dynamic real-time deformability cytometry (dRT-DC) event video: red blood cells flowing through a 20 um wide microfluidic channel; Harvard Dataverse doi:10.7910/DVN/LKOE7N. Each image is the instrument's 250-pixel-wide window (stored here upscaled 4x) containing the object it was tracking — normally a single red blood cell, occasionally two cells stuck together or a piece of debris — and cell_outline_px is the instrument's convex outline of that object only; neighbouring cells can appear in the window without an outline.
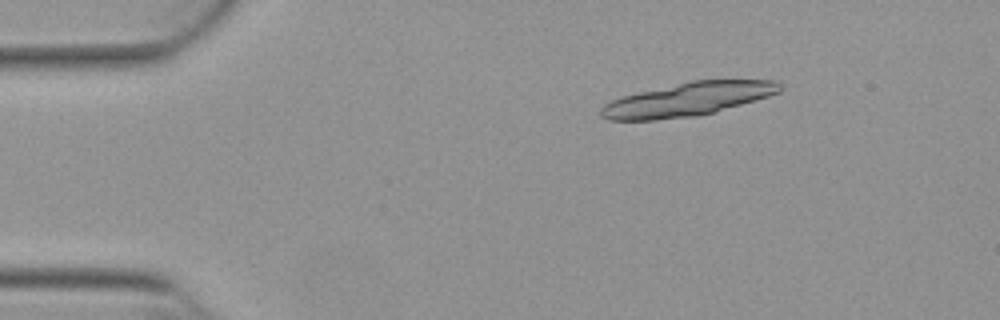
{"species": "Egyptian fruit bat (a non-hibernating species)", "species_latin": "Rousettus aegyptiacus", "temperature_condition": "warm", "stored_images_in_passage": 18, "camera_frame_rate_fps": 3000, "um_per_image_px": 0.085, "animal": {"sex": "female"}, "frame": {"image": 1, "passage_image": 8, "time_ms": 2.333, "image_size_px": [1000, 320], "cell_outline_px": [[780, 92], [756, 100], [712, 112], [696, 116], [656, 120], [608, 120], [600, 116], [600, 108], [604, 104], [620, 96], [692, 80], [780, 80]], "centroid_in_image_um": [58.42, 8.44], "position_along_channel_um": 26.6, "area_um2": 34.8}}